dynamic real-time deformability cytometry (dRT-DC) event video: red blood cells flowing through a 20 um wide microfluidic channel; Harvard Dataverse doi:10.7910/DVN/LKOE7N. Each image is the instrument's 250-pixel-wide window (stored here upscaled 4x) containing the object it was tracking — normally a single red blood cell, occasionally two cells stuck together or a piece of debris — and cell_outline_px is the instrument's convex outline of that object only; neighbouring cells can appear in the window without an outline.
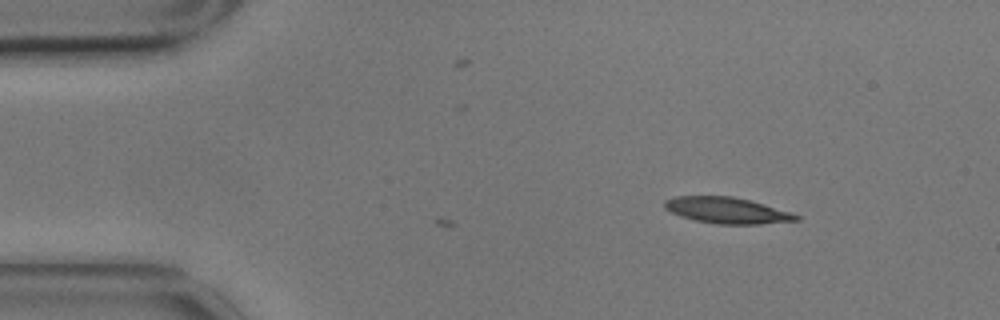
{"species": "common noctule bat (a hibernating species)", "species_latin": "Nyctalus noctula", "temperature_condition": "cold", "stored_images_in_passage": 11, "camera_frame_rate_fps": 3000, "um_per_image_px": 0.085, "animal": {"sex": "male", "body_mass_g": 17.9}, "frame": {"image": 1, "passage_image": 11, "time_ms": 3.333, "image_size_px": [1000, 320], "cell_outline_px": [[800, 220], [760, 224], [716, 224], [696, 220], [680, 216], [664, 208], [664, 200], [676, 196], [732, 196], [752, 200], [792, 212], [800, 216]], "centroid_in_image_um": [61.82, 17.88], "position_along_channel_um": 23.2, "area_um2": 20.17}}